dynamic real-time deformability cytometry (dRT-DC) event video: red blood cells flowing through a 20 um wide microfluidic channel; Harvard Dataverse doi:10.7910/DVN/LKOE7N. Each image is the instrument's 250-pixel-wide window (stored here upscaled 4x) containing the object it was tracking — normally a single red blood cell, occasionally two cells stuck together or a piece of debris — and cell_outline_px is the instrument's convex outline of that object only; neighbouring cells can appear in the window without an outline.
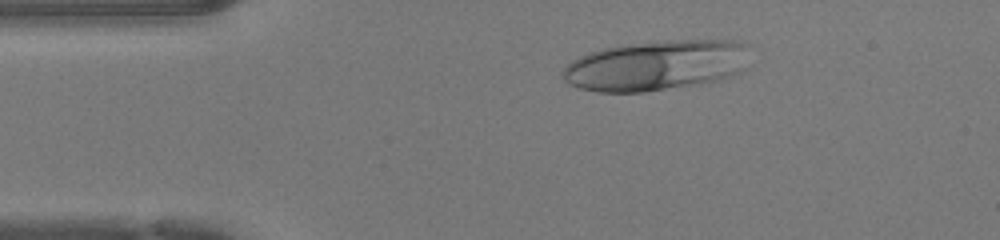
{"species": "human", "species_latin": "Homo sapiens", "temperature_condition": "warm", "stored_images_in_passage": 45, "camera_frame_rate_fps": 3000, "um_per_image_px": 0.085, "donor": {"sex": "female"}, "frame": {"image": 1, "passage_image": 7, "time_ms": 2.0, "image_size_px": [1000, 240], "cell_outline_px": [[748, 44], [740, 72], [732, 76], [720, 80], [696, 84], [644, 92], [600, 92], [580, 88], [568, 84], [564, 80], [560, 72], [572, 60], [588, 52], [604, 48], [628, 44], [656, 40], [740, 40]], "centroid_in_image_um": [55.73, 5.55], "position_along_channel_um": 29.3, "area_um2": 54.79}}
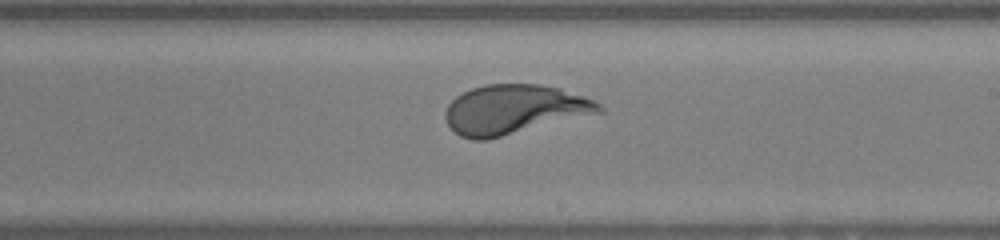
{"frame": {"image": 2, "passage_image": 25, "time_ms": 8.0, "image_size_px": [1000, 240], "cell_outline_px": [[604, 112], [484, 140], [472, 140], [460, 136], [448, 124], [444, 116], [444, 112], [448, 104], [456, 96], [472, 88], [484, 84], [540, 84], [560, 88], [592, 100], [600, 104], [604, 108]], "centroid_in_image_um": [43.68, 9.3], "position_along_channel_um": 245.3, "area_um2": 43.99}}
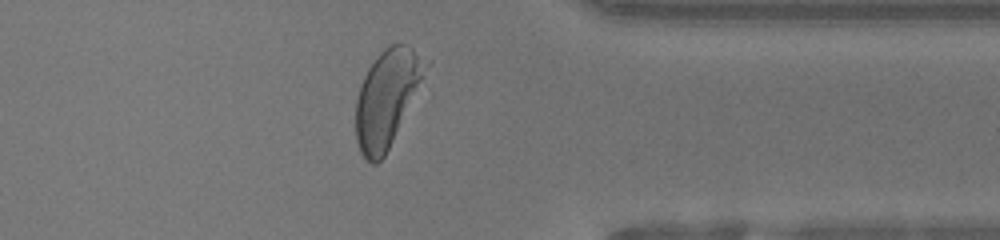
{"frame": {"image": 3, "passage_image": 35, "time_ms": 11.333, "image_size_px": [1000, 240], "cell_outline_px": [[432, 60], [384, 156], [376, 164], [372, 164], [364, 160], [360, 152], [356, 140], [356, 100], [360, 84], [368, 68], [380, 52], [384, 48], [392, 44], [408, 44]], "centroid_in_image_um": [32.89, 8.29], "position_along_channel_um": 378.5, "area_um2": 39.07}}